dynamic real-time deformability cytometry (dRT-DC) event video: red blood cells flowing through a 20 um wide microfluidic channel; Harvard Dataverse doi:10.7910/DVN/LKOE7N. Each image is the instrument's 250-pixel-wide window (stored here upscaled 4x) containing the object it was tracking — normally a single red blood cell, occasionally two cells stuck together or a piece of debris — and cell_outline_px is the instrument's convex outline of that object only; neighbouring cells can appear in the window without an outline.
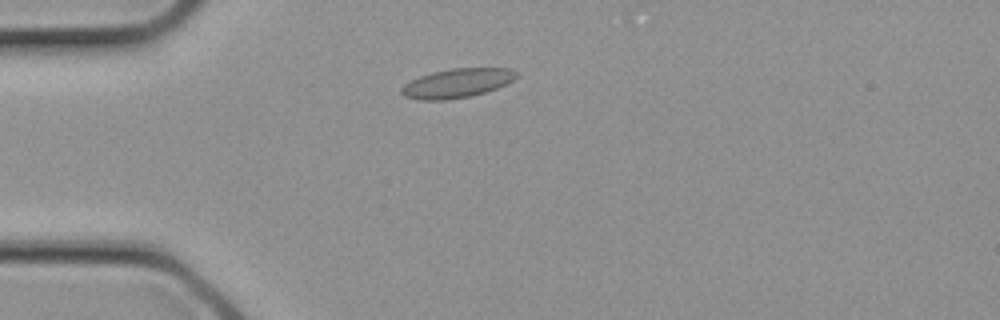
{"species": "common noctule bat (a hibernating species)", "species_latin": "Nyctalus noctula", "temperature_condition": "cold", "stored_images_in_passage": 3, "camera_frame_rate_fps": 3000, "um_per_image_px": 0.085, "animal": {"sex": "female", "body_mass_g": 21.9}, "frame": {"image": 1, "passage_image": 3, "time_ms": 0.667, "image_size_px": [1000, 320], "cell_outline_px": [[516, 76], [512, 80], [496, 88], [472, 96], [444, 100], [420, 100], [404, 96], [400, 92], [400, 88], [404, 84], [420, 76], [432, 72], [452, 68], [508, 68], [516, 72]], "centroid_in_image_um": [38.79, 7.07], "position_along_channel_um": 46.2, "area_um2": 19.31}}